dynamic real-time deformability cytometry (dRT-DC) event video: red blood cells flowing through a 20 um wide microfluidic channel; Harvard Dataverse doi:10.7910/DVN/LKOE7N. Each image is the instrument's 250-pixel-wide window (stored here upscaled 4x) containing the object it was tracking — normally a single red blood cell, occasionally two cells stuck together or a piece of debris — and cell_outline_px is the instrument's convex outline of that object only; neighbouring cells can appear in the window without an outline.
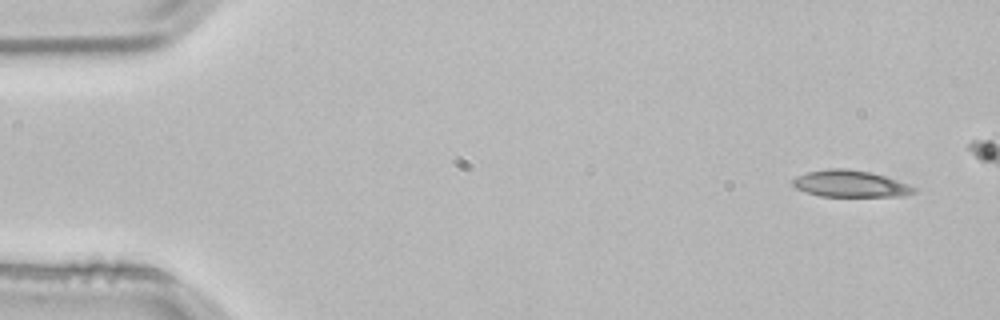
{"species": "common noctule bat (a hibernating species)", "species_latin": "Nyctalus noctula", "temperature_condition": "room temperature", "stored_images_in_passage": 5, "camera_frame_rate_fps": 3000, "um_per_image_px": 0.085, "animal": {"sex": "male", "body_mass_g": 21.5, "forearm_length_mm": 52.0}, "frame": {"image": 1, "passage_image": 1, "time_ms": 0.0, "image_size_px": [1000, 320], "cell_outline_px": [[916, 192], [904, 196], [820, 196], [796, 188], [792, 184], [792, 180], [796, 176], [808, 172], [828, 168], [844, 168], [868, 172], [884, 176], [896, 180], [916, 188]], "centroid_in_image_um": [72.25, 15.62], "position_along_channel_um": 12.7, "area_um2": 18.61}}